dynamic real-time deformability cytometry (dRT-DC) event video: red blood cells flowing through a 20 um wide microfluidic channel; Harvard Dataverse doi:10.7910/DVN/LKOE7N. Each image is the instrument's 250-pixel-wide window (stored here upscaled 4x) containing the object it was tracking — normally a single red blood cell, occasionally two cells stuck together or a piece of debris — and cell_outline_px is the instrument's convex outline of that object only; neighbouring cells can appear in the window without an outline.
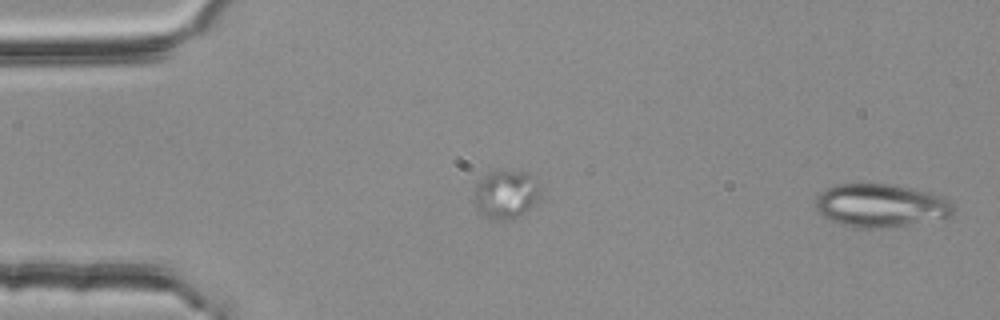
{"species": "common noctule bat (a hibernating species)", "species_latin": "Nyctalus noctula", "temperature_condition": "room temperature", "stored_images_in_passage": 4, "camera_frame_rate_fps": 3000, "um_per_image_px": 0.085, "animal": {"sex": "female", "body_mass_g": 25.1}, "frame": {"image": 1, "passage_image": 1, "time_ms": 0.0, "image_size_px": [1000, 320], "cell_outline_px": [[952, 212], [948, 216], [908, 224], [876, 228], [852, 228], [840, 224], [824, 216], [816, 208], [816, 196], [820, 192], [836, 184], [892, 184], [912, 188], [944, 196], [952, 204]], "centroid_in_image_um": [74.81, 17.45], "position_along_channel_um": 10.2, "area_um2": 34.22}}